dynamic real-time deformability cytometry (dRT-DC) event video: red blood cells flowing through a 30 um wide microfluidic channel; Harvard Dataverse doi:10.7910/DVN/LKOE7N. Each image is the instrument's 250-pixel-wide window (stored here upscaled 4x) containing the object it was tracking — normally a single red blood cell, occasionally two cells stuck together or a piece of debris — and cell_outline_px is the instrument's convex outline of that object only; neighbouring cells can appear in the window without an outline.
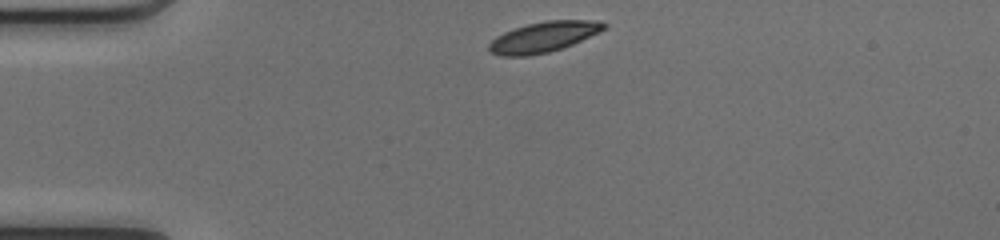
{"species": "common noctule bat (a hibernating species)", "species_latin": "Nyctalus noctula", "temperature_condition": "cold", "stored_images_in_passage": 39, "camera_frame_rate_fps": 3000, "um_per_image_px": 0.085, "animal": {"sex": "female", "body_mass_g": 17.0, "forearm_length_mm": 48.0}, "frame": {"image": 1, "passage_image": 1, "time_ms": 0.0, "image_size_px": [1000, 240], "cell_outline_px": [[608, 28], [600, 32], [572, 44], [548, 52], [528, 56], [500, 56], [492, 52], [488, 48], [488, 44], [496, 36], [504, 32], [528, 24], [548, 20], [596, 20], [608, 24]], "centroid_in_image_um": [46.23, 3.13], "position_along_channel_um": 38.8, "area_um2": 20.29}}
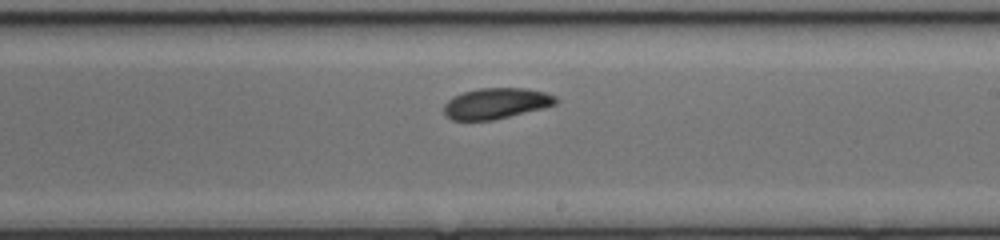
{"frame": {"image": 2, "passage_image": 19, "time_ms": 6.0, "image_size_px": [1000, 240], "cell_outline_px": [[560, 100], [556, 104], [544, 108], [492, 120], [452, 120], [444, 116], [444, 104], [452, 96], [464, 92], [480, 88], [524, 88], [544, 92], [556, 96]], "centroid_in_image_um": [42.16, 8.79], "position_along_channel_um": 246.8, "area_um2": 20.17}}
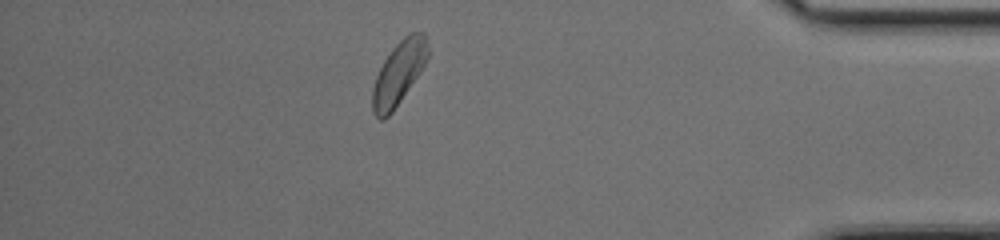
{"frame": {"image": 3, "passage_image": 33, "time_ms": 10.667, "image_size_px": [1000, 240], "cell_outline_px": [[428, 56], [420, 72], [392, 112], [384, 120], [380, 120], [372, 112], [372, 88], [376, 76], [384, 60], [392, 48], [408, 32], [424, 32], [428, 48]], "centroid_in_image_um": [33.87, 6.21], "position_along_channel_um": 401.3, "area_um2": 20.29}, "authors_computed_cell_mechanics": {"area_um2": 20.4034, "velocity_mm_per_s": 4.1297, "shape_relaxation_time_tau1_ms": 4.2975, "shape_relaxation_time_tau2_ms": null, "deformation_change_tau1": 0.1129, "deformation_change_tau2": null}}